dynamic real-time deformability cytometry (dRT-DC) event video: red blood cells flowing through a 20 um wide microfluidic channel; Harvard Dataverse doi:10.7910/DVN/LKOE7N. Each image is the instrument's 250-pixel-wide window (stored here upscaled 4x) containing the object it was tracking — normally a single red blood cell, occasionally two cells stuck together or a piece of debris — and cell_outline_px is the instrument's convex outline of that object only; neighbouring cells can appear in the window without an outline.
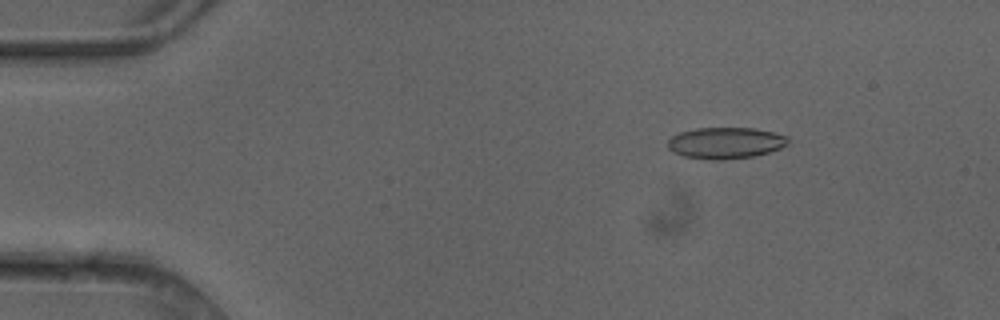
{"species": "common noctule bat (a hibernating species)", "species_latin": "Nyctalus noctula", "temperature_condition": "cold", "stored_images_in_passage": 4, "camera_frame_rate_fps": 3000, "um_per_image_px": 0.085, "animal": {"sex": "female"}, "frame": {"image": 1, "passage_image": 2, "time_ms": 0.333, "image_size_px": [1000, 320], "cell_outline_px": [[788, 144], [780, 148], [768, 152], [752, 156], [720, 160], [712, 160], [684, 156], [672, 152], [668, 148], [668, 140], [672, 136], [680, 132], [696, 128], [756, 128], [788, 136]], "centroid_in_image_um": [61.65, 12.14], "position_along_channel_um": 23.3, "area_um2": 21.91}}
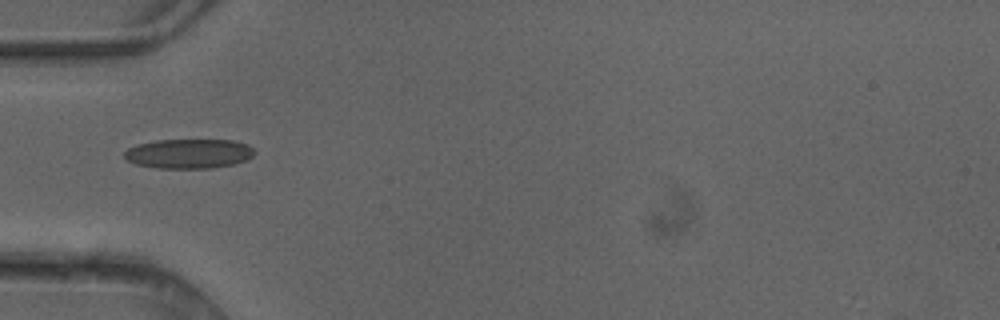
{"frame": {"image": 2, "passage_image": 4, "time_ms": 1.0, "image_size_px": [1000, 320], "cell_outline_px": [[256, 152], [248, 160], [232, 164], [212, 168], [156, 168], [136, 164], [128, 160], [124, 156], [124, 152], [128, 148], [136, 144], [156, 140], [232, 140], [248, 144]], "centroid_in_image_um": [16.06, 13.06], "position_along_channel_um": 68.9, "area_um2": 22.48}}